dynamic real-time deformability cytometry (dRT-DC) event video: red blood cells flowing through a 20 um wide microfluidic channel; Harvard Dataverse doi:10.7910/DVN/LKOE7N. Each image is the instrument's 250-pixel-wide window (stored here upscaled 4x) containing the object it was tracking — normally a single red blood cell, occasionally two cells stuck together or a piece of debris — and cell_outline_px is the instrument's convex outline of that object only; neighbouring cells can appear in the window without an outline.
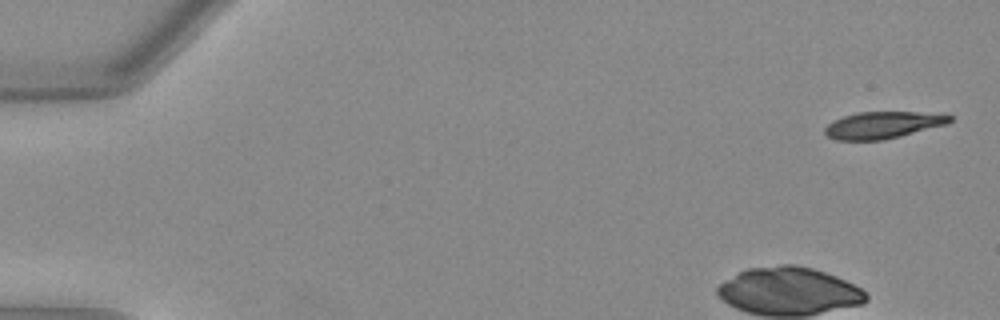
{"species": "Egyptian fruit bat (a non-hibernating species)", "species_latin": "Rousettus aegyptiacus", "temperature_condition": "warm", "stored_images_in_passage": 14, "camera_frame_rate_fps": 3000, "um_per_image_px": 0.085, "animal": {"sex": "female"}, "frame": {"image": 1, "passage_image": 1, "time_ms": 0.0, "image_size_px": [1000, 320], "cell_outline_px": [[952, 120], [948, 124], [900, 136], [880, 140], [836, 140], [828, 136], [824, 132], [824, 128], [828, 124], [844, 116], [856, 112], [948, 112], [952, 116]], "centroid_in_image_um": [75.14, 10.61], "position_along_channel_um": 9.9, "area_um2": 19.77}}